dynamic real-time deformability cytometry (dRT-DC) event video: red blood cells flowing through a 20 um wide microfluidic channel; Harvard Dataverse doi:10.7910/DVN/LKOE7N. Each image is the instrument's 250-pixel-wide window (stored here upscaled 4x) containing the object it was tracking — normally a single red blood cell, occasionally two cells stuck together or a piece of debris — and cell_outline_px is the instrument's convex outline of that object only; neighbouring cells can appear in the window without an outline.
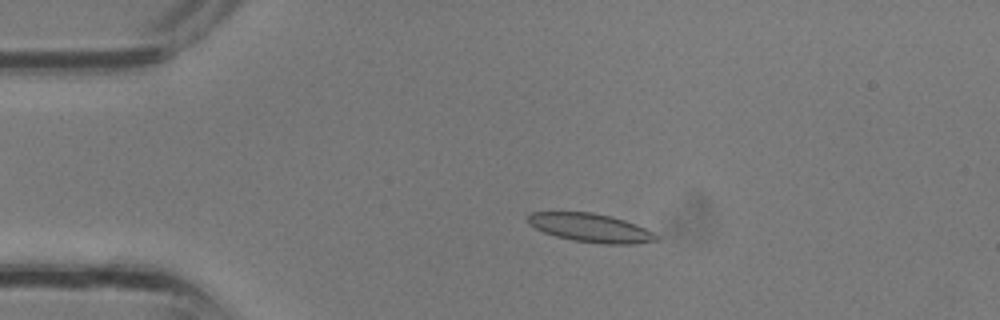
{"species": "common noctule bat (a hibernating species)", "species_latin": "Nyctalus noctula", "temperature_condition": "room temperature", "stored_images_in_passage": 33, "camera_frame_rate_fps": 3000, "um_per_image_px": 0.085, "animal": {"sex": "male", "body_mass_g": 13.3}, "frame": {"image": 1, "passage_image": 7, "time_ms": 2.0, "image_size_px": [1000, 320], "cell_outline_px": [[660, 240], [636, 244], [604, 244], [572, 240], [556, 236], [544, 232], [528, 224], [528, 212], [592, 212], [612, 216], [636, 224], [660, 236]], "centroid_in_image_um": [50.23, 19.37], "position_along_channel_um": 34.8, "area_um2": 21.5}}
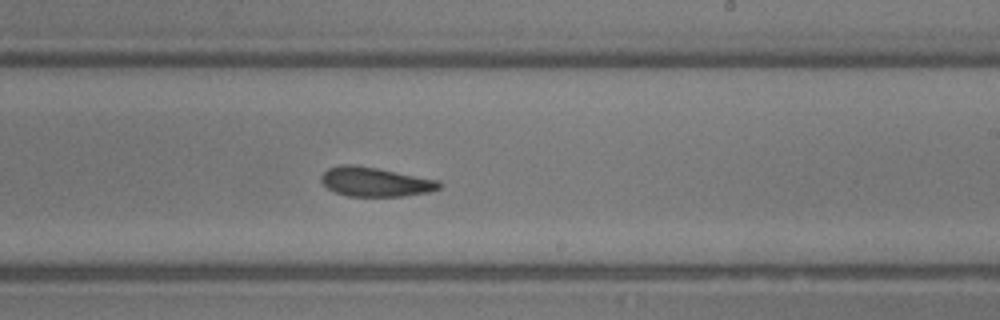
{"frame": {"image": 2, "passage_image": 20, "time_ms": 6.333, "image_size_px": [1000, 320], "cell_outline_px": [[444, 184], [440, 188], [428, 192], [400, 196], [348, 196], [336, 192], [328, 188], [320, 180], [320, 176], [328, 168], [340, 164], [352, 164], [376, 168], [440, 180]], "centroid_in_image_um": [31.9, 15.45], "position_along_channel_um": 257.1, "area_um2": 20.11}}
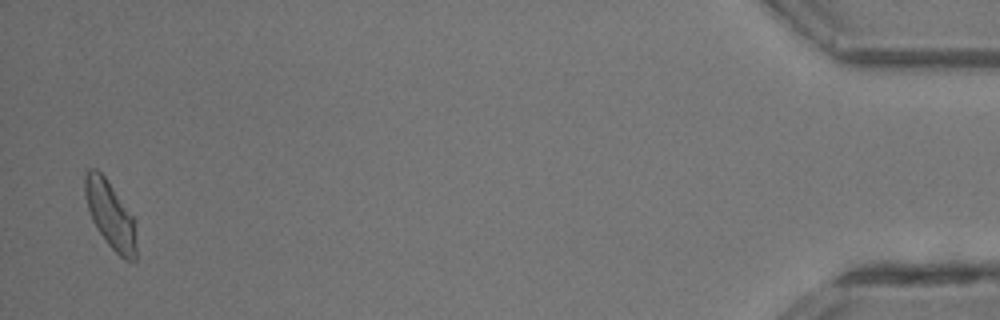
{"frame": {"image": 3, "passage_image": 33, "time_ms": 10.667, "image_size_px": [1000, 320], "cell_outline_px": [[136, 260], [124, 260], [108, 244], [96, 228], [92, 220], [88, 208], [84, 192], [84, 176], [88, 168], [96, 168], [104, 176], [136, 220]], "centroid_in_image_um": [9.39, 18.26], "position_along_channel_um": 425.8, "area_um2": 20.17}}